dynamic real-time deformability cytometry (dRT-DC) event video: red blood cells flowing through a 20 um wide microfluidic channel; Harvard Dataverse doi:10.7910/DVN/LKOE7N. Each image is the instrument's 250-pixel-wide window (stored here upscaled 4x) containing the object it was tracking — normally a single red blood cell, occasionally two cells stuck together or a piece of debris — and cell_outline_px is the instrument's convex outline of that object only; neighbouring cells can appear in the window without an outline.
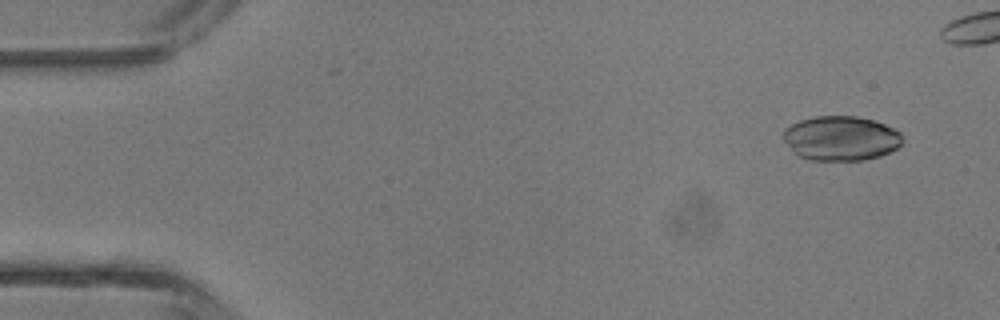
{"species": "common noctule bat (a hibernating species)", "species_latin": "Nyctalus noctula", "temperature_condition": "room temperature", "stored_images_in_passage": 5, "camera_frame_rate_fps": 3000, "um_per_image_px": 0.085, "animal": {"sex": "male", "body_mass_g": 13.3}, "frame": {"image": 1, "passage_image": 1, "time_ms": 0.0, "image_size_px": [1000, 320], "cell_outline_px": [[904, 140], [896, 148], [880, 156], [864, 160], [812, 160], [796, 156], [792, 152], [784, 140], [784, 128], [800, 120], [816, 116], [856, 116], [872, 120], [884, 124], [900, 132]], "centroid_in_image_um": [71.46, 11.76], "position_along_channel_um": 13.5, "area_um2": 30.98}}